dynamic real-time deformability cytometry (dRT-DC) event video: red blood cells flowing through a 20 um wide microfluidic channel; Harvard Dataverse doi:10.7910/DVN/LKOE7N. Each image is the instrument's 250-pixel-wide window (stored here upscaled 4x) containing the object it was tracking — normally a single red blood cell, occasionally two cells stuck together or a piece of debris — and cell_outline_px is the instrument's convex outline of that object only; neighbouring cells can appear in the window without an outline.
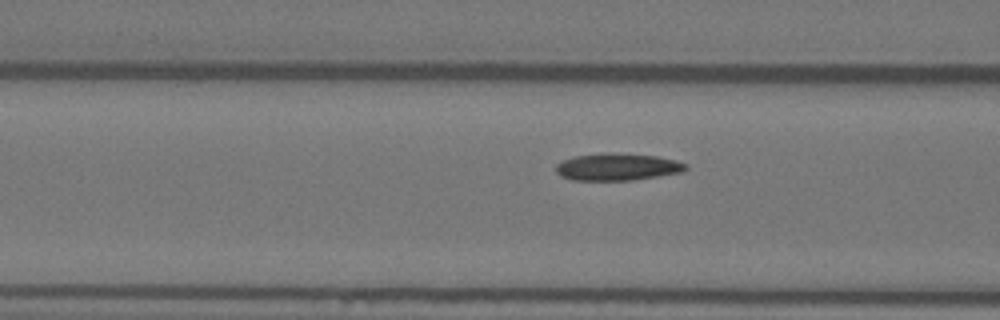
{"species": "Egyptian fruit bat (a non-hibernating species)", "species_latin": "Rousettus aegyptiacus", "temperature_condition": "warm", "stored_images_in_passage": 52, "camera_frame_rate_fps": 3000, "um_per_image_px": 0.085, "animal": {"sex": "female"}, "frame": {"image": 1, "passage_image": 22, "time_ms": 7.0, "image_size_px": [1000, 320], "cell_outline_px": [[688, 168], [684, 172], [632, 180], [572, 180], [560, 176], [556, 172], [556, 164], [564, 160], [576, 156], [604, 152], [612, 152], [656, 156], [676, 160], [688, 164]], "centroid_in_image_um": [52.5, 14.18], "position_along_channel_um": 114.1, "area_um2": 20.69}}
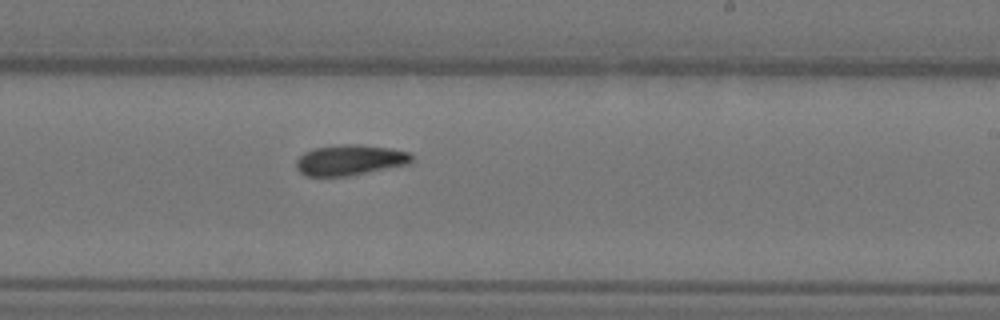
{"frame": {"image": 2, "passage_image": 34, "time_ms": 11.0, "image_size_px": [1000, 320], "cell_outline_px": [[412, 160], [408, 164], [348, 176], [304, 176], [296, 168], [296, 160], [304, 152], [312, 148], [340, 144], [360, 144], [392, 148], [408, 152], [412, 156]], "centroid_in_image_um": [29.71, 13.59], "position_along_channel_um": 259.3, "area_um2": 20.69}}
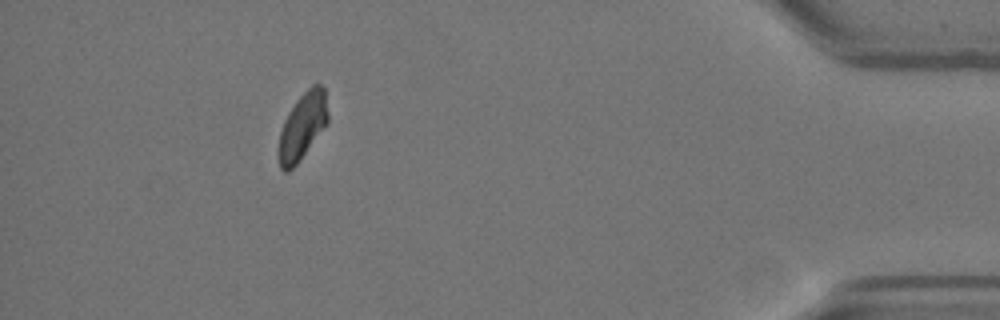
{"frame": {"image": 3, "passage_image": 51, "time_ms": 16.667, "image_size_px": [1000, 320], "cell_outline_px": [[328, 120], [296, 164], [288, 172], [284, 172], [280, 168], [276, 156], [276, 148], [280, 132], [284, 120], [288, 112], [296, 100], [312, 84], [320, 84], [324, 88], [328, 112]], "centroid_in_image_um": [25.64, 10.74], "position_along_channel_um": 409.6, "area_um2": 19.07}}